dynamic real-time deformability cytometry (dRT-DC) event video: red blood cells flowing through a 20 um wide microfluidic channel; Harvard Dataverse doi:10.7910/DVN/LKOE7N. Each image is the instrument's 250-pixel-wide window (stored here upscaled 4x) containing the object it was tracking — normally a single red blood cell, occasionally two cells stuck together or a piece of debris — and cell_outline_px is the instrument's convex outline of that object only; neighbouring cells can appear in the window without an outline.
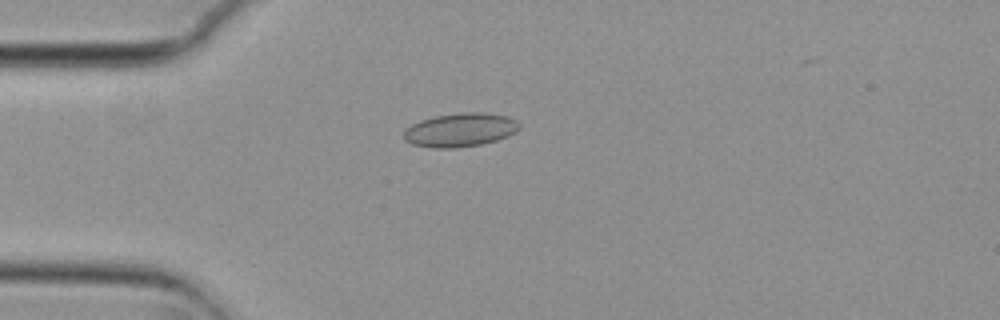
{"species": "common noctule bat (a hibernating species)", "species_latin": "Nyctalus noctula", "temperature_condition": "cold", "stored_images_in_passage": 51, "camera_frame_rate_fps": 3000, "um_per_image_px": 0.085, "animal": {"sex": "female", "body_mass_g": 29.2, "forearm_length_mm": 56.3}, "frame": {"image": 1, "passage_image": 14, "time_ms": 4.333, "image_size_px": [1000, 320], "cell_outline_px": [[520, 128], [516, 132], [508, 136], [496, 140], [480, 144], [456, 148], [432, 148], [412, 144], [404, 140], [404, 128], [420, 120], [432, 116], [464, 112], [484, 112], [508, 116], [516, 120], [520, 124]], "centroid_in_image_um": [39.11, 11.03], "position_along_channel_um": 45.9, "area_um2": 22.95}}
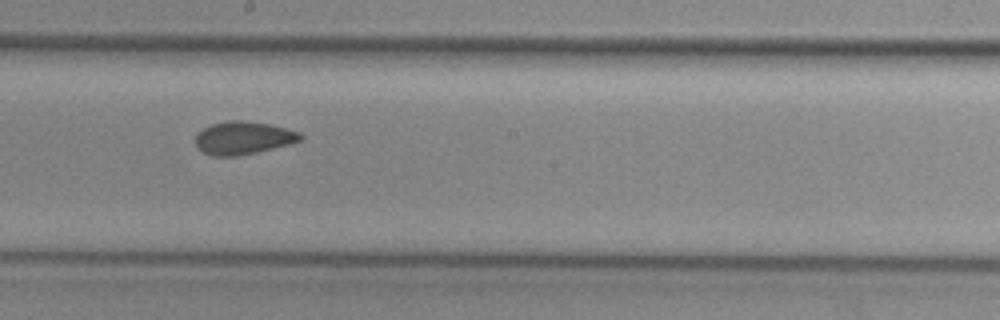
{"frame": {"image": 2, "passage_image": 30, "time_ms": 9.667, "image_size_px": [1000, 320], "cell_outline_px": [[304, 136], [300, 140], [288, 144], [256, 152], [236, 156], [212, 156], [204, 152], [196, 144], [196, 132], [212, 124], [228, 120], [244, 120], [268, 124], [300, 132]], "centroid_in_image_um": [20.66, 11.71], "position_along_channel_um": 227.5, "area_um2": 19.88}}
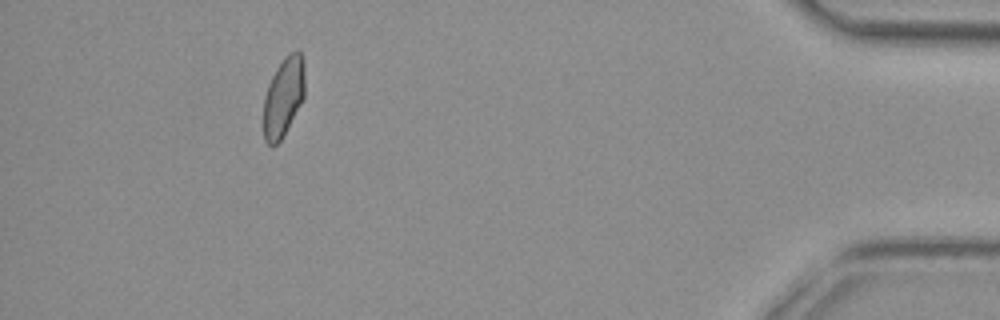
{"frame": {"image": 3, "passage_image": 50, "time_ms": 16.333, "image_size_px": [1000, 320], "cell_outline_px": [[304, 100], [280, 140], [272, 148], [264, 140], [264, 96], [268, 84], [276, 68], [284, 56], [288, 52], [296, 48], [304, 56]], "centroid_in_image_um": [24.11, 8.18], "position_along_channel_um": 411.1, "area_um2": 19.42}}